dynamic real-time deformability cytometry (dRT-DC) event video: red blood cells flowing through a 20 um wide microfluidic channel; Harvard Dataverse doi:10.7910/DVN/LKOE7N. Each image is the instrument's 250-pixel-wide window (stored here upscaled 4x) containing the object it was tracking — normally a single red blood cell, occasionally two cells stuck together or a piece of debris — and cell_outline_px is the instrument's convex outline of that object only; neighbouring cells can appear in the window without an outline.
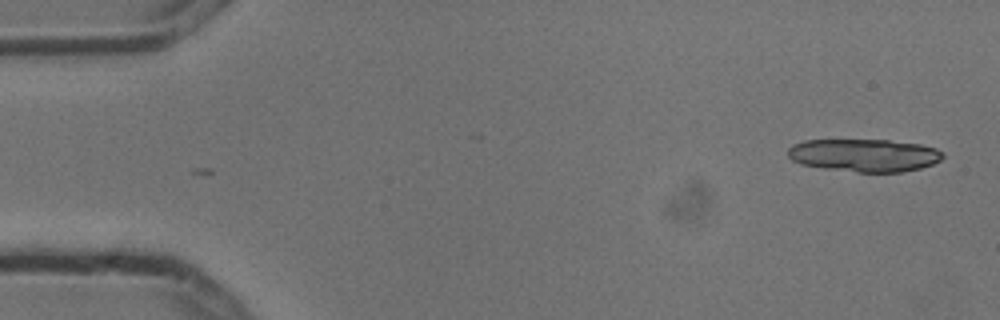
{"species": "common noctule bat (a hibernating species)", "species_latin": "Nyctalus noctula", "temperature_condition": "cold", "stored_images_in_passage": 5, "camera_frame_rate_fps": 3000, "um_per_image_px": 0.085, "animal": {"sex": "male", "body_mass_g": 13.3}, "frame": {"image": 1, "passage_image": 1, "time_ms": 0.0, "image_size_px": [1000, 320], "cell_outline_px": [[944, 156], [940, 160], [932, 164], [920, 168], [900, 172], [856, 172], [824, 168], [800, 164], [792, 160], [788, 156], [788, 148], [792, 144], [804, 140], [888, 140], [920, 144], [936, 148], [944, 152]], "centroid_in_image_um": [73.45, 13.19], "position_along_channel_um": 11.5, "area_um2": 29.71}}